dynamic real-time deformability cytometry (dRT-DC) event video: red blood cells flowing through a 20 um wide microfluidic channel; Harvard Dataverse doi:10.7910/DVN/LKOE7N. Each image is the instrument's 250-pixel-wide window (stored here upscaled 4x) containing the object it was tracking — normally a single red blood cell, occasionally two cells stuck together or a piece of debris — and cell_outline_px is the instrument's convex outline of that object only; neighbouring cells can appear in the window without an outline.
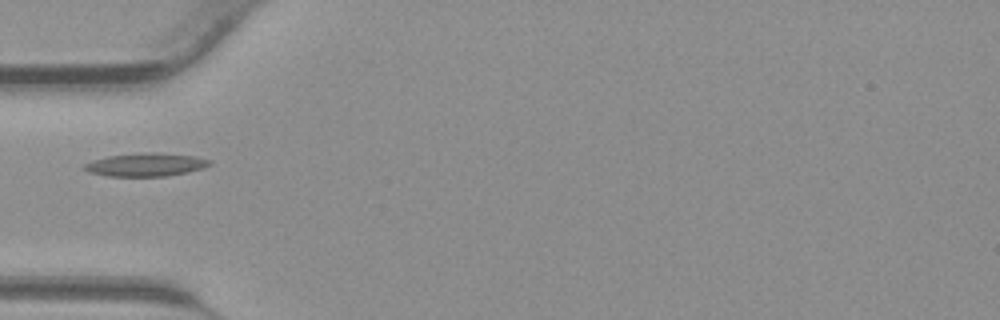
{"species": "common noctule bat (a hibernating species)", "species_latin": "Nyctalus noctula", "temperature_condition": "warm", "stored_images_in_passage": 26, "camera_frame_rate_fps": 3000, "um_per_image_px": 0.085, "animal": {"sex": "male", "body_mass_g": 23.1, "forearm_length_mm": 52.7}, "frame": {"image": 1, "passage_image": 1, "time_ms": 0.0, "image_size_px": [1000, 320], "cell_outline_px": [[212, 164], [188, 172], [164, 176], [108, 176], [88, 172], [84, 168], [84, 164], [92, 160], [108, 156], [144, 152], [160, 152], [196, 156], [212, 160]], "centroid_in_image_um": [12.41, 13.98], "position_along_channel_um": 72.6, "area_um2": 16.99}}
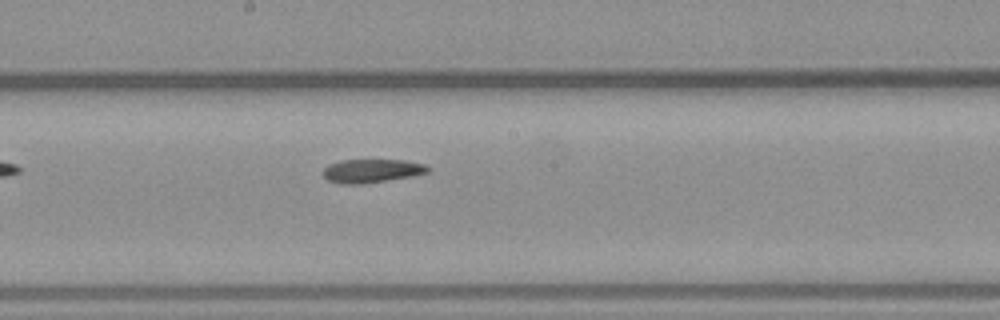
{"frame": {"image": 2, "passage_image": 10, "time_ms": 3.0, "image_size_px": [1000, 320], "cell_outline_px": [[432, 168], [428, 172], [412, 176], [364, 184], [340, 184], [328, 180], [320, 172], [328, 164], [340, 160], [404, 160], [424, 164]], "centroid_in_image_um": [31.57, 14.52], "position_along_channel_um": 216.6, "area_um2": 14.57}}
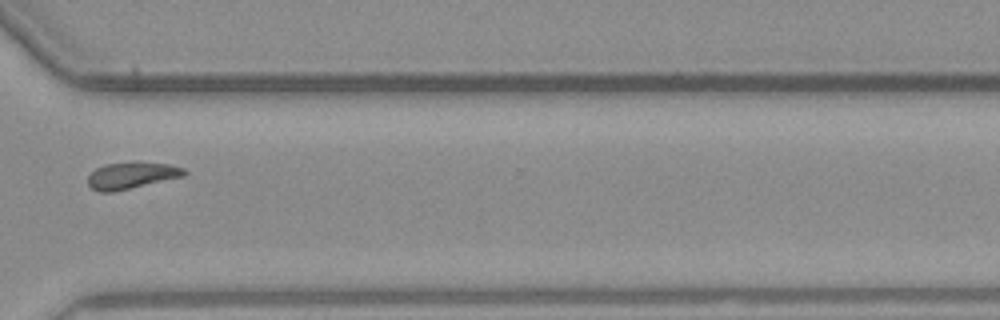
{"frame": {"image": 3, "passage_image": 19, "time_ms": 6.0, "image_size_px": [1000, 320], "cell_outline_px": [[188, 172], [184, 176], [112, 192], [100, 192], [92, 188], [88, 184], [88, 176], [96, 168], [104, 164], [132, 160], [136, 160], [168, 164], [184, 168]], "centroid_in_image_um": [11.19, 14.87], "position_along_channel_um": 359.4, "area_um2": 15.26}}